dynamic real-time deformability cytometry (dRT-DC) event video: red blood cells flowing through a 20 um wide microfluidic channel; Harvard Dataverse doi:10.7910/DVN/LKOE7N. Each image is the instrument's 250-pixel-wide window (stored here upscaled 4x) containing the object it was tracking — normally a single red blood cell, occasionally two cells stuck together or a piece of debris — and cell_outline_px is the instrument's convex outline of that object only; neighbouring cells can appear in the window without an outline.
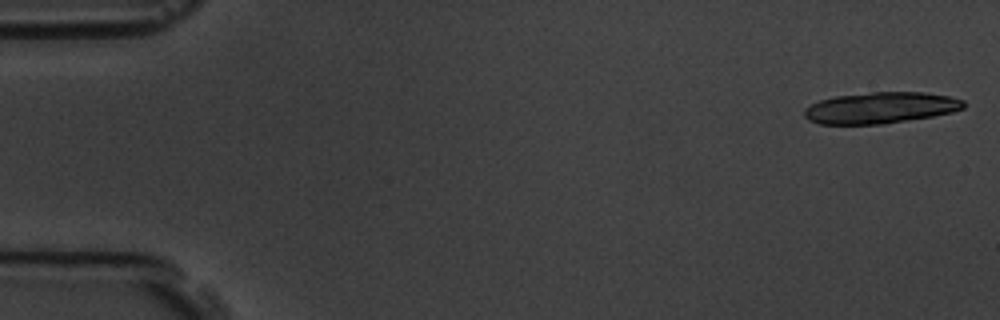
{"species": "common noctule bat (a hibernating species)", "species_latin": "Nyctalus noctula", "temperature_condition": "room temperature", "stored_images_in_passage": 18, "camera_frame_rate_fps": 3000, "um_per_image_px": 0.085, "animal": {"sex": "male", "body_mass_g": 19.5, "forearm_length_mm": 54.6}, "frame": {"image": 1, "passage_image": 1, "time_ms": 0.0, "image_size_px": [1000, 320], "cell_outline_px": [[964, 108], [952, 112], [932, 116], [884, 124], [820, 124], [808, 120], [804, 116], [804, 108], [820, 100], [836, 96], [872, 92], [924, 92], [948, 96], [964, 100]], "centroid_in_image_um": [74.83, 9.16], "position_along_channel_um": 10.2, "area_um2": 28.96}}